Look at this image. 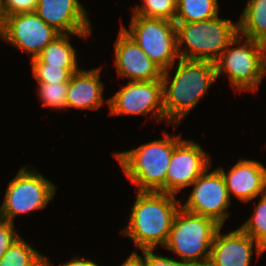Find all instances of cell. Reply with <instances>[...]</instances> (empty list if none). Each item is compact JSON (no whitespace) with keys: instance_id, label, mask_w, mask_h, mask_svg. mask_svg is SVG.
<instances>
[{"instance_id":"obj_1","label":"cell","mask_w":266,"mask_h":266,"mask_svg":"<svg viewBox=\"0 0 266 266\" xmlns=\"http://www.w3.org/2000/svg\"><path fill=\"white\" fill-rule=\"evenodd\" d=\"M181 204L173 194L138 191L131 207L130 221L121 233L131 238L141 251L154 250L158 244L165 246Z\"/></svg>"},{"instance_id":"obj_2","label":"cell","mask_w":266,"mask_h":266,"mask_svg":"<svg viewBox=\"0 0 266 266\" xmlns=\"http://www.w3.org/2000/svg\"><path fill=\"white\" fill-rule=\"evenodd\" d=\"M177 70L168 87L169 69L162 73L166 119L178 125L218 79L215 63L178 58Z\"/></svg>"},{"instance_id":"obj_3","label":"cell","mask_w":266,"mask_h":266,"mask_svg":"<svg viewBox=\"0 0 266 266\" xmlns=\"http://www.w3.org/2000/svg\"><path fill=\"white\" fill-rule=\"evenodd\" d=\"M154 140L138 148L117 152L122 171L138 191H159L166 193V176L175 146L182 140L179 135Z\"/></svg>"},{"instance_id":"obj_4","label":"cell","mask_w":266,"mask_h":266,"mask_svg":"<svg viewBox=\"0 0 266 266\" xmlns=\"http://www.w3.org/2000/svg\"><path fill=\"white\" fill-rule=\"evenodd\" d=\"M179 58L215 63L238 35V23L219 15L198 22H175ZM186 43V50L181 45Z\"/></svg>"},{"instance_id":"obj_5","label":"cell","mask_w":266,"mask_h":266,"mask_svg":"<svg viewBox=\"0 0 266 266\" xmlns=\"http://www.w3.org/2000/svg\"><path fill=\"white\" fill-rule=\"evenodd\" d=\"M220 227L213 219L180 207L165 246L181 257V262L187 266H207L213 238Z\"/></svg>"},{"instance_id":"obj_6","label":"cell","mask_w":266,"mask_h":266,"mask_svg":"<svg viewBox=\"0 0 266 266\" xmlns=\"http://www.w3.org/2000/svg\"><path fill=\"white\" fill-rule=\"evenodd\" d=\"M241 38L238 34L215 62L216 74L219 77L226 73L232 88L255 91L266 74V45L245 38L242 45L234 48Z\"/></svg>"},{"instance_id":"obj_7","label":"cell","mask_w":266,"mask_h":266,"mask_svg":"<svg viewBox=\"0 0 266 266\" xmlns=\"http://www.w3.org/2000/svg\"><path fill=\"white\" fill-rule=\"evenodd\" d=\"M121 27L162 71L173 68L179 58L174 21L133 15L130 30Z\"/></svg>"},{"instance_id":"obj_8","label":"cell","mask_w":266,"mask_h":266,"mask_svg":"<svg viewBox=\"0 0 266 266\" xmlns=\"http://www.w3.org/2000/svg\"><path fill=\"white\" fill-rule=\"evenodd\" d=\"M35 171L23 166L9 182L0 207L1 219L14 223L15 216L44 208L53 199L57 188Z\"/></svg>"},{"instance_id":"obj_9","label":"cell","mask_w":266,"mask_h":266,"mask_svg":"<svg viewBox=\"0 0 266 266\" xmlns=\"http://www.w3.org/2000/svg\"><path fill=\"white\" fill-rule=\"evenodd\" d=\"M112 115L148 114L157 116L158 121L166 119L163 107L162 80L128 81L114 96L106 101Z\"/></svg>"},{"instance_id":"obj_10","label":"cell","mask_w":266,"mask_h":266,"mask_svg":"<svg viewBox=\"0 0 266 266\" xmlns=\"http://www.w3.org/2000/svg\"><path fill=\"white\" fill-rule=\"evenodd\" d=\"M208 169L190 185L194 186L193 191L181 207L187 212L211 218L222 227L228 218L226 209L231 201L221 172L215 169L208 173Z\"/></svg>"},{"instance_id":"obj_11","label":"cell","mask_w":266,"mask_h":266,"mask_svg":"<svg viewBox=\"0 0 266 266\" xmlns=\"http://www.w3.org/2000/svg\"><path fill=\"white\" fill-rule=\"evenodd\" d=\"M60 33L49 26L36 12L6 16L4 41L37 58Z\"/></svg>"},{"instance_id":"obj_12","label":"cell","mask_w":266,"mask_h":266,"mask_svg":"<svg viewBox=\"0 0 266 266\" xmlns=\"http://www.w3.org/2000/svg\"><path fill=\"white\" fill-rule=\"evenodd\" d=\"M210 158L201 146L192 140H181L174 148L167 169L166 193H177L190 185L207 169Z\"/></svg>"},{"instance_id":"obj_13","label":"cell","mask_w":266,"mask_h":266,"mask_svg":"<svg viewBox=\"0 0 266 266\" xmlns=\"http://www.w3.org/2000/svg\"><path fill=\"white\" fill-rule=\"evenodd\" d=\"M35 12L60 34H91V22L78 0H38Z\"/></svg>"},{"instance_id":"obj_14","label":"cell","mask_w":266,"mask_h":266,"mask_svg":"<svg viewBox=\"0 0 266 266\" xmlns=\"http://www.w3.org/2000/svg\"><path fill=\"white\" fill-rule=\"evenodd\" d=\"M115 67L118 76L128 81L161 80L163 71L142 51L121 27L115 41Z\"/></svg>"},{"instance_id":"obj_15","label":"cell","mask_w":266,"mask_h":266,"mask_svg":"<svg viewBox=\"0 0 266 266\" xmlns=\"http://www.w3.org/2000/svg\"><path fill=\"white\" fill-rule=\"evenodd\" d=\"M220 227L214 235L207 266H249L255 242L257 255L265 252L256 241L240 228L221 235Z\"/></svg>"},{"instance_id":"obj_16","label":"cell","mask_w":266,"mask_h":266,"mask_svg":"<svg viewBox=\"0 0 266 266\" xmlns=\"http://www.w3.org/2000/svg\"><path fill=\"white\" fill-rule=\"evenodd\" d=\"M221 172L229 197L233 193L240 201L249 202L258 195L266 194V167L258 161L242 159L226 174Z\"/></svg>"},{"instance_id":"obj_17","label":"cell","mask_w":266,"mask_h":266,"mask_svg":"<svg viewBox=\"0 0 266 266\" xmlns=\"http://www.w3.org/2000/svg\"><path fill=\"white\" fill-rule=\"evenodd\" d=\"M101 68L73 73L67 88V108L98 109L104 104Z\"/></svg>"},{"instance_id":"obj_18","label":"cell","mask_w":266,"mask_h":266,"mask_svg":"<svg viewBox=\"0 0 266 266\" xmlns=\"http://www.w3.org/2000/svg\"><path fill=\"white\" fill-rule=\"evenodd\" d=\"M237 23L239 35L266 45V0H248Z\"/></svg>"},{"instance_id":"obj_19","label":"cell","mask_w":266,"mask_h":266,"mask_svg":"<svg viewBox=\"0 0 266 266\" xmlns=\"http://www.w3.org/2000/svg\"><path fill=\"white\" fill-rule=\"evenodd\" d=\"M69 35L60 34L56 37L37 58L31 59V64H49L65 69H79L75 48L69 42Z\"/></svg>"},{"instance_id":"obj_20","label":"cell","mask_w":266,"mask_h":266,"mask_svg":"<svg viewBox=\"0 0 266 266\" xmlns=\"http://www.w3.org/2000/svg\"><path fill=\"white\" fill-rule=\"evenodd\" d=\"M0 266H52L48 258L34 250L21 237L0 259Z\"/></svg>"},{"instance_id":"obj_21","label":"cell","mask_w":266,"mask_h":266,"mask_svg":"<svg viewBox=\"0 0 266 266\" xmlns=\"http://www.w3.org/2000/svg\"><path fill=\"white\" fill-rule=\"evenodd\" d=\"M218 0H177L175 22H198L217 16Z\"/></svg>"},{"instance_id":"obj_22","label":"cell","mask_w":266,"mask_h":266,"mask_svg":"<svg viewBox=\"0 0 266 266\" xmlns=\"http://www.w3.org/2000/svg\"><path fill=\"white\" fill-rule=\"evenodd\" d=\"M256 243L266 251V194L262 195L251 216L241 227Z\"/></svg>"},{"instance_id":"obj_23","label":"cell","mask_w":266,"mask_h":266,"mask_svg":"<svg viewBox=\"0 0 266 266\" xmlns=\"http://www.w3.org/2000/svg\"><path fill=\"white\" fill-rule=\"evenodd\" d=\"M142 6L132 8L133 15L161 18L175 22L177 0H143Z\"/></svg>"},{"instance_id":"obj_24","label":"cell","mask_w":266,"mask_h":266,"mask_svg":"<svg viewBox=\"0 0 266 266\" xmlns=\"http://www.w3.org/2000/svg\"><path fill=\"white\" fill-rule=\"evenodd\" d=\"M68 83H39L38 95L43 106L50 108H67Z\"/></svg>"},{"instance_id":"obj_25","label":"cell","mask_w":266,"mask_h":266,"mask_svg":"<svg viewBox=\"0 0 266 266\" xmlns=\"http://www.w3.org/2000/svg\"><path fill=\"white\" fill-rule=\"evenodd\" d=\"M79 70L49 64H32L33 77L38 83H69L72 74Z\"/></svg>"},{"instance_id":"obj_26","label":"cell","mask_w":266,"mask_h":266,"mask_svg":"<svg viewBox=\"0 0 266 266\" xmlns=\"http://www.w3.org/2000/svg\"><path fill=\"white\" fill-rule=\"evenodd\" d=\"M38 0H1L5 17L18 13L35 12Z\"/></svg>"},{"instance_id":"obj_27","label":"cell","mask_w":266,"mask_h":266,"mask_svg":"<svg viewBox=\"0 0 266 266\" xmlns=\"http://www.w3.org/2000/svg\"><path fill=\"white\" fill-rule=\"evenodd\" d=\"M20 236L14 231V223L0 218V259Z\"/></svg>"},{"instance_id":"obj_28","label":"cell","mask_w":266,"mask_h":266,"mask_svg":"<svg viewBox=\"0 0 266 266\" xmlns=\"http://www.w3.org/2000/svg\"><path fill=\"white\" fill-rule=\"evenodd\" d=\"M142 252L144 254L143 266H187L181 260L155 255L154 250H142Z\"/></svg>"},{"instance_id":"obj_29","label":"cell","mask_w":266,"mask_h":266,"mask_svg":"<svg viewBox=\"0 0 266 266\" xmlns=\"http://www.w3.org/2000/svg\"><path fill=\"white\" fill-rule=\"evenodd\" d=\"M59 266H99V265L89 259L74 258L73 260L71 259L69 262L63 263L62 265Z\"/></svg>"},{"instance_id":"obj_30","label":"cell","mask_w":266,"mask_h":266,"mask_svg":"<svg viewBox=\"0 0 266 266\" xmlns=\"http://www.w3.org/2000/svg\"><path fill=\"white\" fill-rule=\"evenodd\" d=\"M121 266H143V258L133 252Z\"/></svg>"},{"instance_id":"obj_31","label":"cell","mask_w":266,"mask_h":266,"mask_svg":"<svg viewBox=\"0 0 266 266\" xmlns=\"http://www.w3.org/2000/svg\"><path fill=\"white\" fill-rule=\"evenodd\" d=\"M5 21H6V17L3 12L2 3L0 0V38H2V40L4 39V34H5Z\"/></svg>"}]
</instances>
